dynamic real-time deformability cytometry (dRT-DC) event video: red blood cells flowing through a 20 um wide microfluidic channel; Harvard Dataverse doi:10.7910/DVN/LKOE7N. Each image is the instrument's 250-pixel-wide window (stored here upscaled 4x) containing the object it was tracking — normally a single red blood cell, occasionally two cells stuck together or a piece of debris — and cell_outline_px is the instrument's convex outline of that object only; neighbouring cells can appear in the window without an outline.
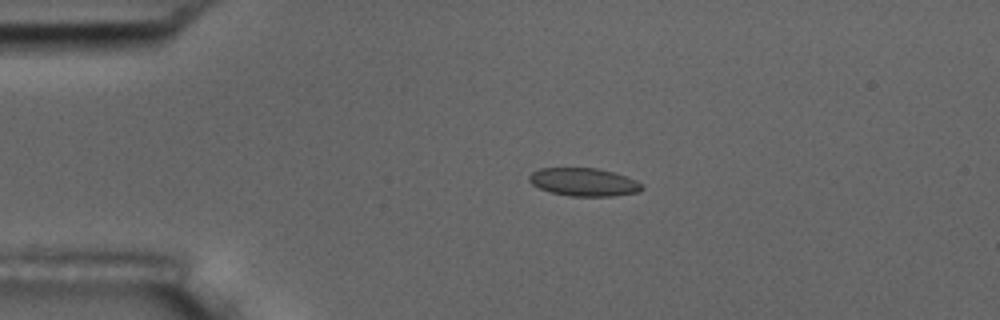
{"species": "common noctule bat (a hibernating species)", "species_latin": "Nyctalus noctula", "temperature_condition": "room temperature", "stored_images_in_passage": 14, "camera_frame_rate_fps": 3000, "um_per_image_px": 0.085, "animal": {"sex": "male", "body_mass_g": 17.5, "forearm_length_mm": 52.3}, "frame": {"image": 1, "passage_image": 3, "time_ms": 0.667, "image_size_px": [1000, 320], "cell_outline_px": [[644, 188], [640, 192], [612, 196], [568, 196], [552, 192], [540, 188], [532, 184], [528, 180], [528, 176], [532, 172], [540, 168], [596, 168], [612, 172], [636, 180], [644, 184]], "centroid_in_image_um": [49.64, 15.48], "position_along_channel_um": 35.4, "area_um2": 18.44}}
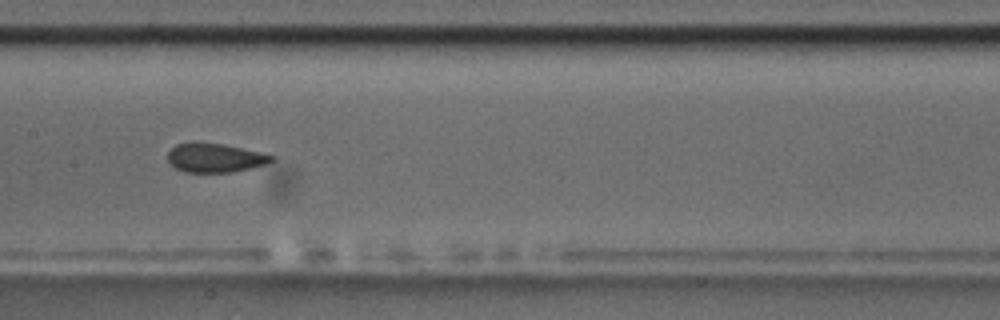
{"frame": {"image": 2, "passage_image": 7, "time_ms": 2.0, "image_size_px": [1000, 320], "cell_outline_px": [[276, 156], [272, 160], [264, 164], [248, 168], [228, 172], [184, 172], [176, 168], [168, 160], [168, 152], [176, 144], [192, 140], [224, 144], [260, 152]], "centroid_in_image_um": [18.22, 13.38], "position_along_channel_um": 189.2, "area_um2": 17.57}}
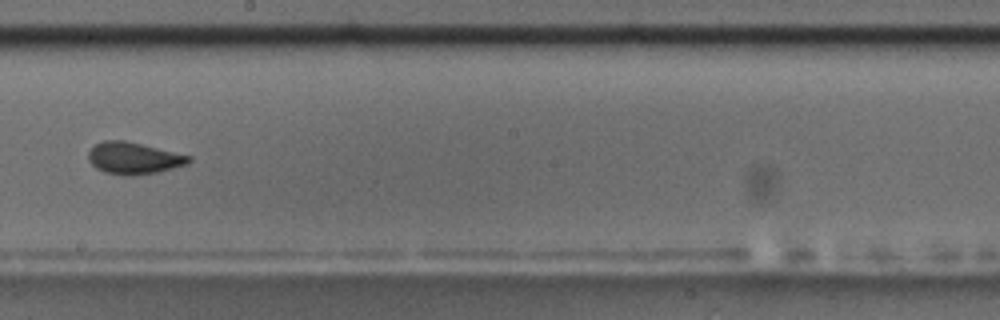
{"frame": {"image": 3, "passage_image": 8, "time_ms": 2.333, "image_size_px": [1000, 320], "cell_outline_px": [[192, 160], [188, 164], [156, 172], [132, 176], [124, 176], [104, 172], [96, 168], [88, 160], [88, 152], [96, 144], [104, 140], [124, 140], [192, 156]], "centroid_in_image_um": [11.36, 13.45], "position_along_channel_um": 236.8, "area_um2": 18.61}}